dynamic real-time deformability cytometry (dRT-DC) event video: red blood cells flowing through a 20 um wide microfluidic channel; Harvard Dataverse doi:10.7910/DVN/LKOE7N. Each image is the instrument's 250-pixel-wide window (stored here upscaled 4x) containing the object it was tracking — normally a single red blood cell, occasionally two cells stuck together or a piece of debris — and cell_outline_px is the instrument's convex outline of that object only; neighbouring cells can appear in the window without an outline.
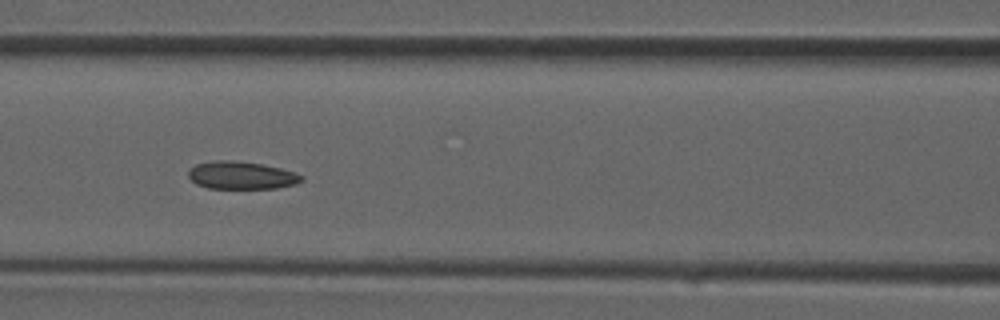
{"species": "common noctule bat (a hibernating species)", "species_latin": "Nyctalus noctula", "temperature_condition": "room temperature", "stored_images_in_passage": 35, "camera_frame_rate_fps": 3000, "um_per_image_px": 0.085, "animal": {"sex": "male", "forearm_length_mm": 52.5}, "frame": {"image": 1, "passage_image": 16, "time_ms": 5.0, "image_size_px": [1000, 320], "cell_outline_px": [[304, 180], [296, 184], [276, 188], [208, 188], [196, 184], [188, 176], [188, 172], [196, 164], [212, 160], [232, 160], [260, 164], [280, 168], [296, 172], [304, 176]], "centroid_in_image_um": [20.54, 14.9], "position_along_channel_um": 146.1, "area_um2": 18.26}}
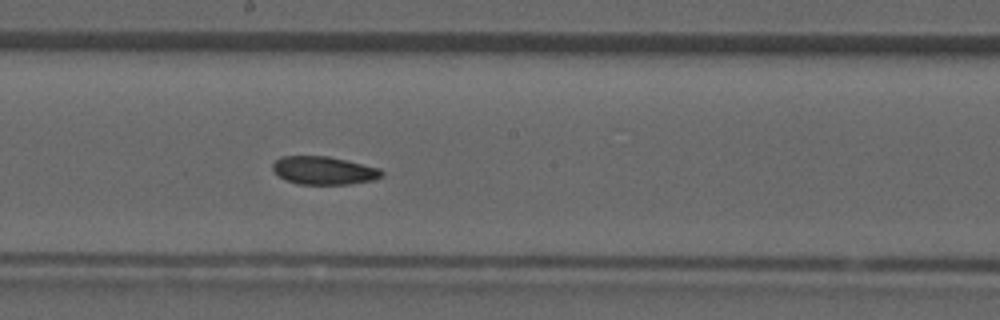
{"frame": {"image": 2, "passage_image": 20, "time_ms": 6.333, "image_size_px": [1000, 320], "cell_outline_px": [[384, 176], [376, 180], [348, 184], [296, 184], [280, 176], [272, 168], [272, 164], [280, 156], [328, 156], [380, 168], [384, 172]], "centroid_in_image_um": [27.57, 14.49], "position_along_channel_um": 220.6, "area_um2": 17.86}}